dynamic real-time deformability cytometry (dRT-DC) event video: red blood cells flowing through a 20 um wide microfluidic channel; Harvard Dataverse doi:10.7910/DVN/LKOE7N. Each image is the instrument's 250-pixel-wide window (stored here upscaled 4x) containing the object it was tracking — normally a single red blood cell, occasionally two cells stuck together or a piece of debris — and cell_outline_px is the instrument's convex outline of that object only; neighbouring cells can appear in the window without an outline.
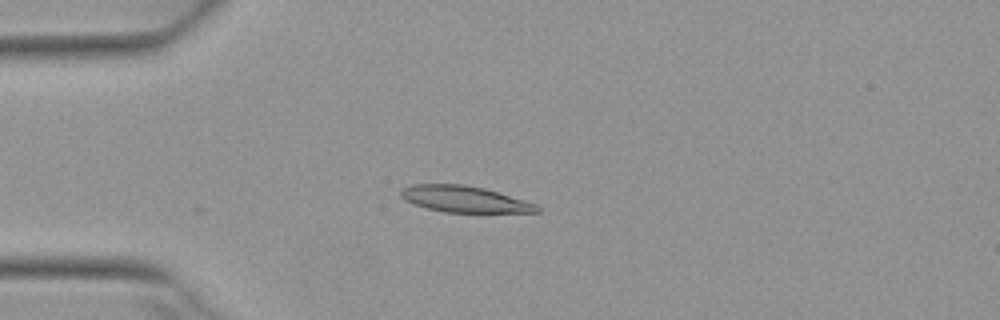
{"species": "Egyptian fruit bat (a non-hibernating species)", "species_latin": "Rousettus aegyptiacus", "temperature_condition": "warm", "stored_images_in_passage": 5, "camera_frame_rate_fps": 3000, "um_per_image_px": 0.085, "animal": {"sex": "female"}, "frame": {"image": 1, "passage_image": 4, "time_ms": 1.0, "image_size_px": [1000, 320], "cell_outline_px": [[540, 212], [444, 212], [428, 208], [404, 200], [400, 196], [400, 188], [412, 184], [464, 184], [484, 188], [524, 200], [536, 204], [540, 208]], "centroid_in_image_um": [39.44, 16.91], "position_along_channel_um": 45.6, "area_um2": 20.75}}
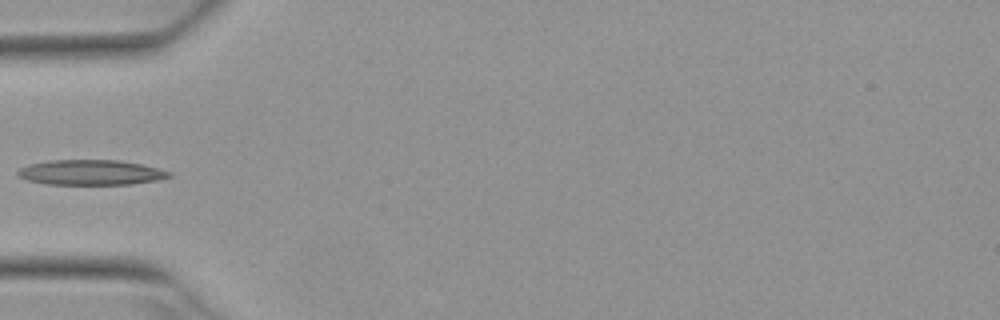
{"frame": {"image": 2, "passage_image": 5, "time_ms": 1.333, "image_size_px": [1000, 320], "cell_outline_px": [[172, 176], [156, 180], [132, 184], [44, 184], [28, 180], [20, 176], [16, 172], [20, 168], [28, 164], [52, 160], [120, 160], [140, 164], [172, 172]], "centroid_in_image_um": [7.71, 14.65], "position_along_channel_um": 77.3, "area_um2": 22.02}}